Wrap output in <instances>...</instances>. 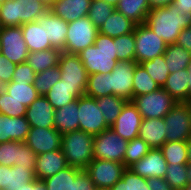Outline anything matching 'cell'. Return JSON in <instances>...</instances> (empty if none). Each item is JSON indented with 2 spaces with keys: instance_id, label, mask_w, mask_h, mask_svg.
Segmentation results:
<instances>
[{
  "instance_id": "681fc988",
  "label": "cell",
  "mask_w": 191,
  "mask_h": 190,
  "mask_svg": "<svg viewBox=\"0 0 191 190\" xmlns=\"http://www.w3.org/2000/svg\"><path fill=\"white\" fill-rule=\"evenodd\" d=\"M35 77H36V72L27 62H24L16 64V68L13 73L11 82L18 83L27 81L30 84H33Z\"/></svg>"
},
{
  "instance_id": "83f0119b",
  "label": "cell",
  "mask_w": 191,
  "mask_h": 190,
  "mask_svg": "<svg viewBox=\"0 0 191 190\" xmlns=\"http://www.w3.org/2000/svg\"><path fill=\"white\" fill-rule=\"evenodd\" d=\"M135 25L134 22L115 10L98 29L100 34L116 38L133 32Z\"/></svg>"
},
{
  "instance_id": "6125c7cd",
  "label": "cell",
  "mask_w": 191,
  "mask_h": 190,
  "mask_svg": "<svg viewBox=\"0 0 191 190\" xmlns=\"http://www.w3.org/2000/svg\"><path fill=\"white\" fill-rule=\"evenodd\" d=\"M40 2H43L46 6L50 7L55 0H38Z\"/></svg>"
},
{
  "instance_id": "6f0895ef",
  "label": "cell",
  "mask_w": 191,
  "mask_h": 190,
  "mask_svg": "<svg viewBox=\"0 0 191 190\" xmlns=\"http://www.w3.org/2000/svg\"><path fill=\"white\" fill-rule=\"evenodd\" d=\"M33 190H47L46 185L43 180H34L33 181Z\"/></svg>"
},
{
  "instance_id": "f35d334b",
  "label": "cell",
  "mask_w": 191,
  "mask_h": 190,
  "mask_svg": "<svg viewBox=\"0 0 191 190\" xmlns=\"http://www.w3.org/2000/svg\"><path fill=\"white\" fill-rule=\"evenodd\" d=\"M160 150L162 151L167 164H188L186 142L166 141Z\"/></svg>"
},
{
  "instance_id": "d590c367",
  "label": "cell",
  "mask_w": 191,
  "mask_h": 190,
  "mask_svg": "<svg viewBox=\"0 0 191 190\" xmlns=\"http://www.w3.org/2000/svg\"><path fill=\"white\" fill-rule=\"evenodd\" d=\"M35 171L30 167L21 165H15L7 167V189L6 190H17L24 186L25 183L36 180Z\"/></svg>"
},
{
  "instance_id": "ab89813d",
  "label": "cell",
  "mask_w": 191,
  "mask_h": 190,
  "mask_svg": "<svg viewBox=\"0 0 191 190\" xmlns=\"http://www.w3.org/2000/svg\"><path fill=\"white\" fill-rule=\"evenodd\" d=\"M164 179L173 190H184L189 182L187 164H168Z\"/></svg>"
},
{
  "instance_id": "680465c9",
  "label": "cell",
  "mask_w": 191,
  "mask_h": 190,
  "mask_svg": "<svg viewBox=\"0 0 191 190\" xmlns=\"http://www.w3.org/2000/svg\"><path fill=\"white\" fill-rule=\"evenodd\" d=\"M187 72H188V87H189V100L191 99V59L187 66Z\"/></svg>"
},
{
  "instance_id": "44dd1931",
  "label": "cell",
  "mask_w": 191,
  "mask_h": 190,
  "mask_svg": "<svg viewBox=\"0 0 191 190\" xmlns=\"http://www.w3.org/2000/svg\"><path fill=\"white\" fill-rule=\"evenodd\" d=\"M21 29L29 52L54 48L46 38L45 14L38 21L22 24Z\"/></svg>"
},
{
  "instance_id": "3957f363",
  "label": "cell",
  "mask_w": 191,
  "mask_h": 190,
  "mask_svg": "<svg viewBox=\"0 0 191 190\" xmlns=\"http://www.w3.org/2000/svg\"><path fill=\"white\" fill-rule=\"evenodd\" d=\"M94 136L81 130L62 135L61 150L69 166L84 170L94 159Z\"/></svg>"
},
{
  "instance_id": "cb8c5ba5",
  "label": "cell",
  "mask_w": 191,
  "mask_h": 190,
  "mask_svg": "<svg viewBox=\"0 0 191 190\" xmlns=\"http://www.w3.org/2000/svg\"><path fill=\"white\" fill-rule=\"evenodd\" d=\"M138 137L150 148H161L167 141L164 118L142 119Z\"/></svg>"
},
{
  "instance_id": "4316f807",
  "label": "cell",
  "mask_w": 191,
  "mask_h": 190,
  "mask_svg": "<svg viewBox=\"0 0 191 190\" xmlns=\"http://www.w3.org/2000/svg\"><path fill=\"white\" fill-rule=\"evenodd\" d=\"M68 23L51 11L45 13V33L54 48L63 50L65 46Z\"/></svg>"
},
{
  "instance_id": "ac0fdd59",
  "label": "cell",
  "mask_w": 191,
  "mask_h": 190,
  "mask_svg": "<svg viewBox=\"0 0 191 190\" xmlns=\"http://www.w3.org/2000/svg\"><path fill=\"white\" fill-rule=\"evenodd\" d=\"M167 166L160 148H151L142 159L134 162L128 168L133 173L148 179L153 177L164 178Z\"/></svg>"
},
{
  "instance_id": "5b68a950",
  "label": "cell",
  "mask_w": 191,
  "mask_h": 190,
  "mask_svg": "<svg viewBox=\"0 0 191 190\" xmlns=\"http://www.w3.org/2000/svg\"><path fill=\"white\" fill-rule=\"evenodd\" d=\"M135 62L140 64L163 55L167 43L153 32L145 23L135 25Z\"/></svg>"
},
{
  "instance_id": "5bb4252c",
  "label": "cell",
  "mask_w": 191,
  "mask_h": 190,
  "mask_svg": "<svg viewBox=\"0 0 191 190\" xmlns=\"http://www.w3.org/2000/svg\"><path fill=\"white\" fill-rule=\"evenodd\" d=\"M135 61H117L110 72V95L120 96L127 101L133 98V75Z\"/></svg>"
},
{
  "instance_id": "d4e9b609",
  "label": "cell",
  "mask_w": 191,
  "mask_h": 190,
  "mask_svg": "<svg viewBox=\"0 0 191 190\" xmlns=\"http://www.w3.org/2000/svg\"><path fill=\"white\" fill-rule=\"evenodd\" d=\"M78 99L54 112V128L62 135L79 130Z\"/></svg>"
},
{
  "instance_id": "4fadbf2b",
  "label": "cell",
  "mask_w": 191,
  "mask_h": 190,
  "mask_svg": "<svg viewBox=\"0 0 191 190\" xmlns=\"http://www.w3.org/2000/svg\"><path fill=\"white\" fill-rule=\"evenodd\" d=\"M58 66L61 71L60 80L69 86H76L85 95L89 74L79 55L62 52Z\"/></svg>"
},
{
  "instance_id": "6da1fadb",
  "label": "cell",
  "mask_w": 191,
  "mask_h": 190,
  "mask_svg": "<svg viewBox=\"0 0 191 190\" xmlns=\"http://www.w3.org/2000/svg\"><path fill=\"white\" fill-rule=\"evenodd\" d=\"M145 24L167 44L176 43L178 35L191 26V15L184 14L174 4L151 8Z\"/></svg>"
},
{
  "instance_id": "a7ac6f4b",
  "label": "cell",
  "mask_w": 191,
  "mask_h": 190,
  "mask_svg": "<svg viewBox=\"0 0 191 190\" xmlns=\"http://www.w3.org/2000/svg\"><path fill=\"white\" fill-rule=\"evenodd\" d=\"M188 102V106L190 108V117H191V99L187 101Z\"/></svg>"
},
{
  "instance_id": "7402d4cb",
  "label": "cell",
  "mask_w": 191,
  "mask_h": 190,
  "mask_svg": "<svg viewBox=\"0 0 191 190\" xmlns=\"http://www.w3.org/2000/svg\"><path fill=\"white\" fill-rule=\"evenodd\" d=\"M67 160L61 149L37 155L35 175L38 180H44L68 167Z\"/></svg>"
},
{
  "instance_id": "ee69618b",
  "label": "cell",
  "mask_w": 191,
  "mask_h": 190,
  "mask_svg": "<svg viewBox=\"0 0 191 190\" xmlns=\"http://www.w3.org/2000/svg\"><path fill=\"white\" fill-rule=\"evenodd\" d=\"M116 42V55L118 61H135L134 31L114 38Z\"/></svg>"
},
{
  "instance_id": "484cf974",
  "label": "cell",
  "mask_w": 191,
  "mask_h": 190,
  "mask_svg": "<svg viewBox=\"0 0 191 190\" xmlns=\"http://www.w3.org/2000/svg\"><path fill=\"white\" fill-rule=\"evenodd\" d=\"M44 96L53 106L54 110H56L84 96V94L76 86H69L59 80Z\"/></svg>"
},
{
  "instance_id": "ba28073f",
  "label": "cell",
  "mask_w": 191,
  "mask_h": 190,
  "mask_svg": "<svg viewBox=\"0 0 191 190\" xmlns=\"http://www.w3.org/2000/svg\"><path fill=\"white\" fill-rule=\"evenodd\" d=\"M128 141L120 137L110 127L94 136V159L116 161L124 164Z\"/></svg>"
},
{
  "instance_id": "11a10c76",
  "label": "cell",
  "mask_w": 191,
  "mask_h": 190,
  "mask_svg": "<svg viewBox=\"0 0 191 190\" xmlns=\"http://www.w3.org/2000/svg\"><path fill=\"white\" fill-rule=\"evenodd\" d=\"M7 167L5 165H0V190L7 189Z\"/></svg>"
},
{
  "instance_id": "f546056e",
  "label": "cell",
  "mask_w": 191,
  "mask_h": 190,
  "mask_svg": "<svg viewBox=\"0 0 191 190\" xmlns=\"http://www.w3.org/2000/svg\"><path fill=\"white\" fill-rule=\"evenodd\" d=\"M187 69L170 73L163 88L178 102L189 100Z\"/></svg>"
},
{
  "instance_id": "836d02e7",
  "label": "cell",
  "mask_w": 191,
  "mask_h": 190,
  "mask_svg": "<svg viewBox=\"0 0 191 190\" xmlns=\"http://www.w3.org/2000/svg\"><path fill=\"white\" fill-rule=\"evenodd\" d=\"M22 25V1L3 0L0 7V26Z\"/></svg>"
},
{
  "instance_id": "4dcf8cb0",
  "label": "cell",
  "mask_w": 191,
  "mask_h": 190,
  "mask_svg": "<svg viewBox=\"0 0 191 190\" xmlns=\"http://www.w3.org/2000/svg\"><path fill=\"white\" fill-rule=\"evenodd\" d=\"M62 50L51 48L38 52H29L26 62L33 68L36 73L58 65Z\"/></svg>"
},
{
  "instance_id": "7bdbcfd3",
  "label": "cell",
  "mask_w": 191,
  "mask_h": 190,
  "mask_svg": "<svg viewBox=\"0 0 191 190\" xmlns=\"http://www.w3.org/2000/svg\"><path fill=\"white\" fill-rule=\"evenodd\" d=\"M60 78L61 71L57 65L42 72L36 73L33 85L39 95L44 96L50 90V88L60 80Z\"/></svg>"
},
{
  "instance_id": "52a82bcc",
  "label": "cell",
  "mask_w": 191,
  "mask_h": 190,
  "mask_svg": "<svg viewBox=\"0 0 191 190\" xmlns=\"http://www.w3.org/2000/svg\"><path fill=\"white\" fill-rule=\"evenodd\" d=\"M165 131L167 142H187L191 137L190 108L187 101L176 102L172 109L165 115Z\"/></svg>"
},
{
  "instance_id": "277c9868",
  "label": "cell",
  "mask_w": 191,
  "mask_h": 190,
  "mask_svg": "<svg viewBox=\"0 0 191 190\" xmlns=\"http://www.w3.org/2000/svg\"><path fill=\"white\" fill-rule=\"evenodd\" d=\"M99 29L88 17H81L68 23L63 52L78 54L89 46L94 45Z\"/></svg>"
},
{
  "instance_id": "db71d44e",
  "label": "cell",
  "mask_w": 191,
  "mask_h": 190,
  "mask_svg": "<svg viewBox=\"0 0 191 190\" xmlns=\"http://www.w3.org/2000/svg\"><path fill=\"white\" fill-rule=\"evenodd\" d=\"M172 4L184 14L191 15V0H174Z\"/></svg>"
},
{
  "instance_id": "2e32d148",
  "label": "cell",
  "mask_w": 191,
  "mask_h": 190,
  "mask_svg": "<svg viewBox=\"0 0 191 190\" xmlns=\"http://www.w3.org/2000/svg\"><path fill=\"white\" fill-rule=\"evenodd\" d=\"M24 142L39 155L61 149L62 134L55 128L31 127Z\"/></svg>"
},
{
  "instance_id": "c3c4849f",
  "label": "cell",
  "mask_w": 191,
  "mask_h": 190,
  "mask_svg": "<svg viewBox=\"0 0 191 190\" xmlns=\"http://www.w3.org/2000/svg\"><path fill=\"white\" fill-rule=\"evenodd\" d=\"M27 107L16 101L5 90L0 92V113L10 117L25 116Z\"/></svg>"
},
{
  "instance_id": "30bf717a",
  "label": "cell",
  "mask_w": 191,
  "mask_h": 190,
  "mask_svg": "<svg viewBox=\"0 0 191 190\" xmlns=\"http://www.w3.org/2000/svg\"><path fill=\"white\" fill-rule=\"evenodd\" d=\"M126 166L110 160L93 159L84 169L97 189H110L122 178Z\"/></svg>"
},
{
  "instance_id": "74e56055",
  "label": "cell",
  "mask_w": 191,
  "mask_h": 190,
  "mask_svg": "<svg viewBox=\"0 0 191 190\" xmlns=\"http://www.w3.org/2000/svg\"><path fill=\"white\" fill-rule=\"evenodd\" d=\"M85 95L91 98L110 95V72L89 75Z\"/></svg>"
},
{
  "instance_id": "7a4b0ae2",
  "label": "cell",
  "mask_w": 191,
  "mask_h": 190,
  "mask_svg": "<svg viewBox=\"0 0 191 190\" xmlns=\"http://www.w3.org/2000/svg\"><path fill=\"white\" fill-rule=\"evenodd\" d=\"M116 42L114 38L98 33L94 45L78 53L86 72L109 73L117 64Z\"/></svg>"
},
{
  "instance_id": "003e7915",
  "label": "cell",
  "mask_w": 191,
  "mask_h": 190,
  "mask_svg": "<svg viewBox=\"0 0 191 190\" xmlns=\"http://www.w3.org/2000/svg\"><path fill=\"white\" fill-rule=\"evenodd\" d=\"M184 190H191V181L188 182Z\"/></svg>"
},
{
  "instance_id": "7c38bea8",
  "label": "cell",
  "mask_w": 191,
  "mask_h": 190,
  "mask_svg": "<svg viewBox=\"0 0 191 190\" xmlns=\"http://www.w3.org/2000/svg\"><path fill=\"white\" fill-rule=\"evenodd\" d=\"M79 130L93 136L107 130L102 111L98 108L95 98L86 95L78 98Z\"/></svg>"
},
{
  "instance_id": "603a6c76",
  "label": "cell",
  "mask_w": 191,
  "mask_h": 190,
  "mask_svg": "<svg viewBox=\"0 0 191 190\" xmlns=\"http://www.w3.org/2000/svg\"><path fill=\"white\" fill-rule=\"evenodd\" d=\"M91 2L92 0H55L49 11L69 23L87 17Z\"/></svg>"
},
{
  "instance_id": "be15d7a7",
  "label": "cell",
  "mask_w": 191,
  "mask_h": 190,
  "mask_svg": "<svg viewBox=\"0 0 191 190\" xmlns=\"http://www.w3.org/2000/svg\"><path fill=\"white\" fill-rule=\"evenodd\" d=\"M104 2H107L108 4L112 6H116V4L119 2V0H103Z\"/></svg>"
},
{
  "instance_id": "7dc6e473",
  "label": "cell",
  "mask_w": 191,
  "mask_h": 190,
  "mask_svg": "<svg viewBox=\"0 0 191 190\" xmlns=\"http://www.w3.org/2000/svg\"><path fill=\"white\" fill-rule=\"evenodd\" d=\"M22 1V24L38 21L49 7L38 0H20Z\"/></svg>"
},
{
  "instance_id": "f6af8a7d",
  "label": "cell",
  "mask_w": 191,
  "mask_h": 190,
  "mask_svg": "<svg viewBox=\"0 0 191 190\" xmlns=\"http://www.w3.org/2000/svg\"><path fill=\"white\" fill-rule=\"evenodd\" d=\"M115 10L114 6L103 0H92L87 17L99 28Z\"/></svg>"
},
{
  "instance_id": "9a60e30c",
  "label": "cell",
  "mask_w": 191,
  "mask_h": 190,
  "mask_svg": "<svg viewBox=\"0 0 191 190\" xmlns=\"http://www.w3.org/2000/svg\"><path fill=\"white\" fill-rule=\"evenodd\" d=\"M37 155L25 142L8 141L0 143V165L12 167L27 166L35 171Z\"/></svg>"
},
{
  "instance_id": "816d5d0a",
  "label": "cell",
  "mask_w": 191,
  "mask_h": 190,
  "mask_svg": "<svg viewBox=\"0 0 191 190\" xmlns=\"http://www.w3.org/2000/svg\"><path fill=\"white\" fill-rule=\"evenodd\" d=\"M176 44L191 52V26L180 32Z\"/></svg>"
},
{
  "instance_id": "1f68e13d",
  "label": "cell",
  "mask_w": 191,
  "mask_h": 190,
  "mask_svg": "<svg viewBox=\"0 0 191 190\" xmlns=\"http://www.w3.org/2000/svg\"><path fill=\"white\" fill-rule=\"evenodd\" d=\"M163 55L170 73L187 69L191 59V52L176 43L167 44L166 51Z\"/></svg>"
},
{
  "instance_id": "d6a6232c",
  "label": "cell",
  "mask_w": 191,
  "mask_h": 190,
  "mask_svg": "<svg viewBox=\"0 0 191 190\" xmlns=\"http://www.w3.org/2000/svg\"><path fill=\"white\" fill-rule=\"evenodd\" d=\"M98 108L102 111L106 124L110 127L120 115L123 106L127 100L120 96L108 95L101 98H95Z\"/></svg>"
},
{
  "instance_id": "e7e4bbea",
  "label": "cell",
  "mask_w": 191,
  "mask_h": 190,
  "mask_svg": "<svg viewBox=\"0 0 191 190\" xmlns=\"http://www.w3.org/2000/svg\"><path fill=\"white\" fill-rule=\"evenodd\" d=\"M187 169H188L189 181H191V163L187 164Z\"/></svg>"
},
{
  "instance_id": "f5cc1de1",
  "label": "cell",
  "mask_w": 191,
  "mask_h": 190,
  "mask_svg": "<svg viewBox=\"0 0 191 190\" xmlns=\"http://www.w3.org/2000/svg\"><path fill=\"white\" fill-rule=\"evenodd\" d=\"M147 182L151 190H173L164 178H148Z\"/></svg>"
},
{
  "instance_id": "8d00e7d4",
  "label": "cell",
  "mask_w": 191,
  "mask_h": 190,
  "mask_svg": "<svg viewBox=\"0 0 191 190\" xmlns=\"http://www.w3.org/2000/svg\"><path fill=\"white\" fill-rule=\"evenodd\" d=\"M159 88L160 85L149 76L146 69L141 64H137L133 75V97L151 93Z\"/></svg>"
},
{
  "instance_id": "d6986e66",
  "label": "cell",
  "mask_w": 191,
  "mask_h": 190,
  "mask_svg": "<svg viewBox=\"0 0 191 190\" xmlns=\"http://www.w3.org/2000/svg\"><path fill=\"white\" fill-rule=\"evenodd\" d=\"M54 112L46 97L40 95L27 107L25 117L30 127L54 128Z\"/></svg>"
},
{
  "instance_id": "94428289",
  "label": "cell",
  "mask_w": 191,
  "mask_h": 190,
  "mask_svg": "<svg viewBox=\"0 0 191 190\" xmlns=\"http://www.w3.org/2000/svg\"><path fill=\"white\" fill-rule=\"evenodd\" d=\"M17 190H33V181L29 183H25L24 186L20 187Z\"/></svg>"
},
{
  "instance_id": "f907efd6",
  "label": "cell",
  "mask_w": 191,
  "mask_h": 190,
  "mask_svg": "<svg viewBox=\"0 0 191 190\" xmlns=\"http://www.w3.org/2000/svg\"><path fill=\"white\" fill-rule=\"evenodd\" d=\"M16 64L0 53V79L6 84L11 82Z\"/></svg>"
},
{
  "instance_id": "bcb514c9",
  "label": "cell",
  "mask_w": 191,
  "mask_h": 190,
  "mask_svg": "<svg viewBox=\"0 0 191 190\" xmlns=\"http://www.w3.org/2000/svg\"><path fill=\"white\" fill-rule=\"evenodd\" d=\"M150 149L151 148L148 146V144L139 137L128 141L124 156V165L128 168L134 162L142 159Z\"/></svg>"
},
{
  "instance_id": "b9f144b4",
  "label": "cell",
  "mask_w": 191,
  "mask_h": 190,
  "mask_svg": "<svg viewBox=\"0 0 191 190\" xmlns=\"http://www.w3.org/2000/svg\"><path fill=\"white\" fill-rule=\"evenodd\" d=\"M109 190H151L147 179L133 173L129 168L123 172L122 178L118 180Z\"/></svg>"
},
{
  "instance_id": "e575fe53",
  "label": "cell",
  "mask_w": 191,
  "mask_h": 190,
  "mask_svg": "<svg viewBox=\"0 0 191 190\" xmlns=\"http://www.w3.org/2000/svg\"><path fill=\"white\" fill-rule=\"evenodd\" d=\"M5 91L18 102L28 107L40 95L29 82H9L5 85Z\"/></svg>"
},
{
  "instance_id": "60d3db41",
  "label": "cell",
  "mask_w": 191,
  "mask_h": 190,
  "mask_svg": "<svg viewBox=\"0 0 191 190\" xmlns=\"http://www.w3.org/2000/svg\"><path fill=\"white\" fill-rule=\"evenodd\" d=\"M148 72L149 76L163 87L170 74L164 55H159L152 60L140 63Z\"/></svg>"
},
{
  "instance_id": "ffe728a7",
  "label": "cell",
  "mask_w": 191,
  "mask_h": 190,
  "mask_svg": "<svg viewBox=\"0 0 191 190\" xmlns=\"http://www.w3.org/2000/svg\"><path fill=\"white\" fill-rule=\"evenodd\" d=\"M30 128L25 116L10 117L0 113V143L8 141L24 142Z\"/></svg>"
},
{
  "instance_id": "8992f818",
  "label": "cell",
  "mask_w": 191,
  "mask_h": 190,
  "mask_svg": "<svg viewBox=\"0 0 191 190\" xmlns=\"http://www.w3.org/2000/svg\"><path fill=\"white\" fill-rule=\"evenodd\" d=\"M131 101L142 119L164 118L177 102L163 87L151 93L133 97Z\"/></svg>"
},
{
  "instance_id": "9f6ffc18",
  "label": "cell",
  "mask_w": 191,
  "mask_h": 190,
  "mask_svg": "<svg viewBox=\"0 0 191 190\" xmlns=\"http://www.w3.org/2000/svg\"><path fill=\"white\" fill-rule=\"evenodd\" d=\"M150 8L164 7L171 5L174 0H148Z\"/></svg>"
},
{
  "instance_id": "91938a15",
  "label": "cell",
  "mask_w": 191,
  "mask_h": 190,
  "mask_svg": "<svg viewBox=\"0 0 191 190\" xmlns=\"http://www.w3.org/2000/svg\"><path fill=\"white\" fill-rule=\"evenodd\" d=\"M188 163H191V137L186 142Z\"/></svg>"
},
{
  "instance_id": "9c48e42d",
  "label": "cell",
  "mask_w": 191,
  "mask_h": 190,
  "mask_svg": "<svg viewBox=\"0 0 191 190\" xmlns=\"http://www.w3.org/2000/svg\"><path fill=\"white\" fill-rule=\"evenodd\" d=\"M47 190H97L84 170L68 166L43 180Z\"/></svg>"
},
{
  "instance_id": "03108f58",
  "label": "cell",
  "mask_w": 191,
  "mask_h": 190,
  "mask_svg": "<svg viewBox=\"0 0 191 190\" xmlns=\"http://www.w3.org/2000/svg\"><path fill=\"white\" fill-rule=\"evenodd\" d=\"M5 83L0 79V92L5 90Z\"/></svg>"
},
{
  "instance_id": "f1b7e54d",
  "label": "cell",
  "mask_w": 191,
  "mask_h": 190,
  "mask_svg": "<svg viewBox=\"0 0 191 190\" xmlns=\"http://www.w3.org/2000/svg\"><path fill=\"white\" fill-rule=\"evenodd\" d=\"M115 9L139 25L145 23L151 8L148 0H119Z\"/></svg>"
},
{
  "instance_id": "e0dca14e",
  "label": "cell",
  "mask_w": 191,
  "mask_h": 190,
  "mask_svg": "<svg viewBox=\"0 0 191 190\" xmlns=\"http://www.w3.org/2000/svg\"><path fill=\"white\" fill-rule=\"evenodd\" d=\"M141 121L142 117L136 106L132 101H127L110 128L123 139L131 141L138 137Z\"/></svg>"
},
{
  "instance_id": "8fae6325",
  "label": "cell",
  "mask_w": 191,
  "mask_h": 190,
  "mask_svg": "<svg viewBox=\"0 0 191 190\" xmlns=\"http://www.w3.org/2000/svg\"><path fill=\"white\" fill-rule=\"evenodd\" d=\"M0 53L15 64L26 62L29 51L21 26L0 28Z\"/></svg>"
}]
</instances>
